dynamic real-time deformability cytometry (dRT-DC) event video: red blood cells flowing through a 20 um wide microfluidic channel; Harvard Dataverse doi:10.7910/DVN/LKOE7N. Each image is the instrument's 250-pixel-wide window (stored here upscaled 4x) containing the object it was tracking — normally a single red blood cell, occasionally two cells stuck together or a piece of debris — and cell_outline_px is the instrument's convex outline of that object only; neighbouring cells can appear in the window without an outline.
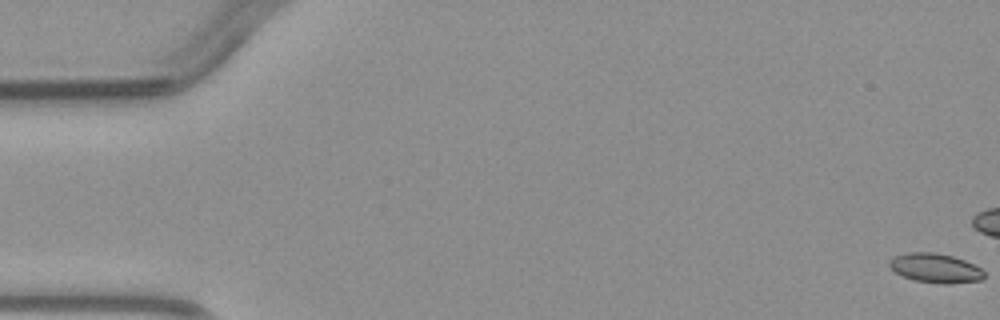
{"species": "common noctule bat (a hibernating species)", "species_latin": "Nyctalus noctula", "temperature_condition": "warm", "stored_images_in_passage": 5, "camera_frame_rate_fps": 3000, "um_per_image_px": 0.085, "animal": {"sex": "male", "body_mass_g": 23.1, "forearm_length_mm": 52.7}, "frame": {"image": 1, "passage_image": 1, "time_ms": 0.0, "image_size_px": [1000, 320], "cell_outline_px": [[984, 276], [980, 280], [944, 284], [912, 280], [896, 272], [888, 264], [888, 260], [904, 252], [936, 252], [952, 256], [964, 260], [980, 268], [984, 272]], "centroid_in_image_um": [79.47, 22.77], "position_along_channel_um": 5.5, "area_um2": 16.07}}